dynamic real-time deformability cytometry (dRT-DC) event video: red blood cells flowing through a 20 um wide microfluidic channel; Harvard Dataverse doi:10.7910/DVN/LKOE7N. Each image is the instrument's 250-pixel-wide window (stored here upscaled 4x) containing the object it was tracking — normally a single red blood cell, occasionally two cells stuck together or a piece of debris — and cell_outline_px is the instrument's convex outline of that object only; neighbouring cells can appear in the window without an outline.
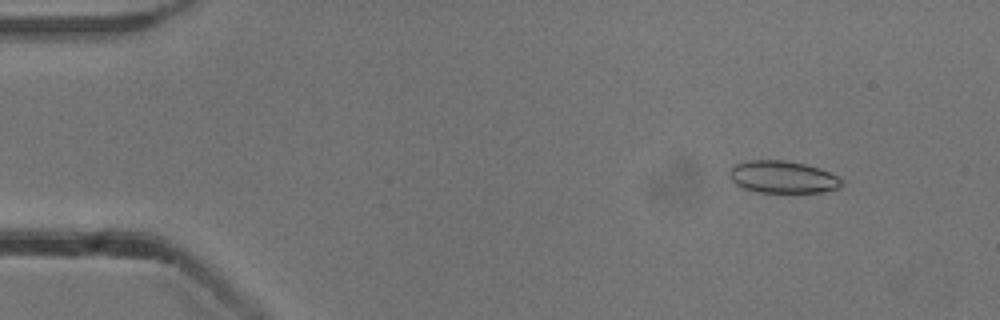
{"species": "common noctule bat (a hibernating species)", "species_latin": "Nyctalus noctula", "temperature_condition": "cold", "stored_images_in_passage": 53, "camera_frame_rate_fps": 3000, "um_per_image_px": 0.085, "animal": {"sex": "male", "body_mass_g": 13.3}, "frame": {"image": 1, "passage_image": 6, "time_ms": 1.667, "image_size_px": [1000, 320], "cell_outline_px": [[844, 184], [840, 188], [820, 192], [756, 192], [744, 188], [736, 184], [728, 176], [728, 172], [732, 164], [748, 160], [788, 160], [820, 168], [840, 176], [844, 180]], "centroid_in_image_um": [66.54, 15.03], "position_along_channel_um": 18.5, "area_um2": 21.5}}
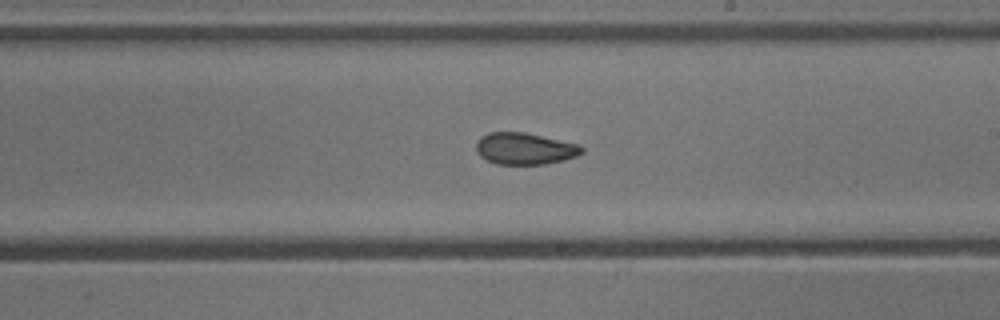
{"frame": {"image": 2, "passage_image": 31, "time_ms": 10.0, "image_size_px": [1000, 320], "cell_outline_px": [[584, 152], [576, 156], [564, 160], [544, 164], [496, 164], [480, 156], [476, 152], [476, 144], [480, 136], [488, 132], [524, 132], [576, 144], [584, 148]], "centroid_in_image_um": [44.57, 12.63], "position_along_channel_um": 244.4, "area_um2": 19.42}}
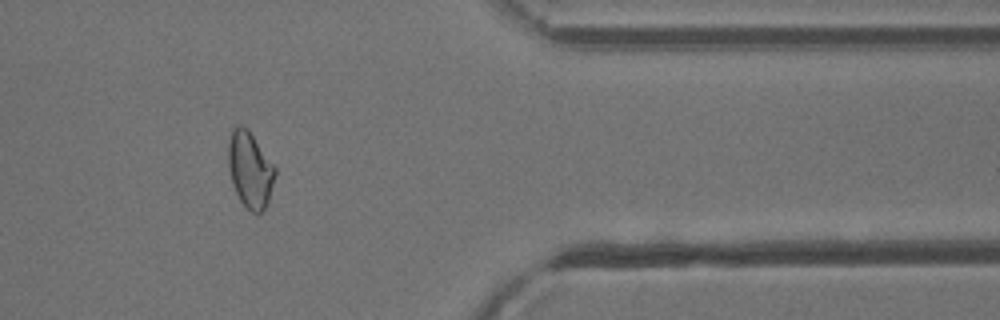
{"frame": {"image": 3, "passage_image": 44, "time_ms": 14.333, "image_size_px": [1000, 320], "cell_outline_px": [[276, 172], [268, 200], [264, 208], [260, 212], [252, 212], [240, 200], [232, 184], [228, 168], [228, 144], [232, 128], [236, 124], [240, 124], [248, 128], [276, 168]], "centroid_in_image_um": [21.23, 14.36], "position_along_channel_um": 390.2, "area_um2": 20.63}, "authors_computed_cell_mechanics": {"area_um2": 20.9814, "velocity_mm_per_s": 3.8624, "shape_relaxation_time_tau1_ms": null, "shape_relaxation_time_tau2_ms": 2.5907, "deformation_change_tau1": null, "deformation_change_tau2": 0.0903}}